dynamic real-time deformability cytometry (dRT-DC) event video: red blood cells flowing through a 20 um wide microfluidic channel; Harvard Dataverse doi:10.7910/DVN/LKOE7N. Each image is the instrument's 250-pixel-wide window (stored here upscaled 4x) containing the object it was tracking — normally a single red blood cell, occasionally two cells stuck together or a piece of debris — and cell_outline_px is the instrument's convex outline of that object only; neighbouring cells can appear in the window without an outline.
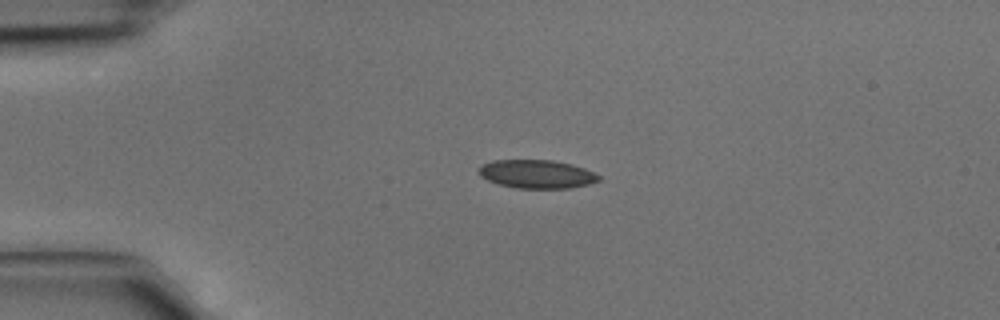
{"species": "common noctule bat (a hibernating species)", "species_latin": "Nyctalus noctula", "temperature_condition": "cold", "stored_images_in_passage": 4, "camera_frame_rate_fps": 3000, "um_per_image_px": 0.085, "animal": {"sex": "male", "body_mass_g": 15.6}, "frame": {"image": 1, "passage_image": 2, "time_ms": 0.333, "image_size_px": [1000, 320], "cell_outline_px": [[600, 180], [588, 184], [572, 188], [516, 188], [500, 184], [488, 180], [480, 176], [480, 164], [492, 160], [552, 160], [572, 164], [584, 168], [600, 176]], "centroid_in_image_um": [45.62, 14.79], "position_along_channel_um": 39.4, "area_um2": 19.83}}